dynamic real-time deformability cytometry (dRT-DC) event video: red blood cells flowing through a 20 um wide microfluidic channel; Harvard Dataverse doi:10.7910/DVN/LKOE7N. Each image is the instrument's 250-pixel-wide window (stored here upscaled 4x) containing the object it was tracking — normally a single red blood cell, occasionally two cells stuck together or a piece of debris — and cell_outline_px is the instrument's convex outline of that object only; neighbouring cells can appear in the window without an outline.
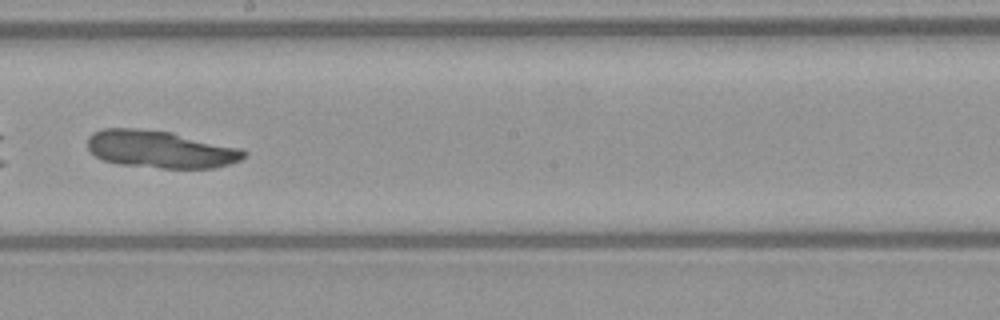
{"species": "common noctule bat (a hibernating species)", "species_latin": "Nyctalus noctula", "temperature_condition": "warm", "stored_images_in_passage": 55, "camera_frame_rate_fps": 3000, "um_per_image_px": 0.085, "animal": {"sex": "female", "body_mass_g": 21.9}, "frame": {"image": 1, "passage_image": 32, "time_ms": 10.333, "image_size_px": [1000, 320], "cell_outline_px": [[248, 152], [240, 160], [228, 164], [212, 168], [160, 168], [116, 164], [104, 160], [88, 152], [88, 136], [92, 132], [104, 128], [132, 128], [172, 132], [240, 148]], "centroid_in_image_um": [13.59, 12.69], "position_along_channel_um": 234.6, "area_um2": 34.16}}